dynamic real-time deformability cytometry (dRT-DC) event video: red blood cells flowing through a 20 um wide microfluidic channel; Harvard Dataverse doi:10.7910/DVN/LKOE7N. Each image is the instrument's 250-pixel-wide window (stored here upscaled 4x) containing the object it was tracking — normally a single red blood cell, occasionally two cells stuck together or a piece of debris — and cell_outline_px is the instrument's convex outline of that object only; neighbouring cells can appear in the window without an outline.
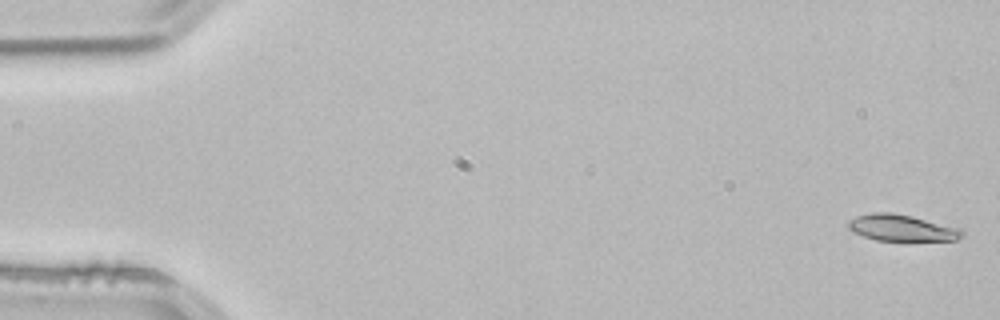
{"species": "common noctule bat (a hibernating species)", "species_latin": "Nyctalus noctula", "temperature_condition": "room temperature", "stored_images_in_passage": 53, "camera_frame_rate_fps": 3000, "um_per_image_px": 0.085, "animal": {"sex": "male", "body_mass_g": 21.5, "forearm_length_mm": 52.0}, "frame": {"image": 1, "passage_image": 1, "time_ms": 0.0, "image_size_px": [1000, 320], "cell_outline_px": [[964, 236], [956, 240], [876, 240], [864, 236], [848, 228], [848, 220], [856, 216], [872, 212], [892, 212], [912, 216], [960, 228], [964, 232]], "centroid_in_image_um": [76.65, 19.35], "position_along_channel_um": 8.3, "area_um2": 17.4}}
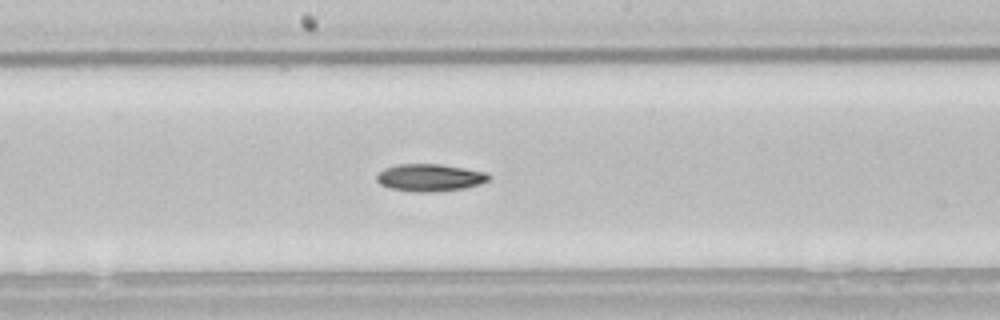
{"frame": {"image": 2, "passage_image": 28, "time_ms": 9.0, "image_size_px": [1000, 320], "cell_outline_px": [[488, 180], [480, 184], [464, 188], [428, 192], [412, 192], [392, 188], [380, 184], [376, 180], [376, 176], [384, 168], [400, 164], [440, 164], [488, 172]], "centroid_in_image_um": [36.52, 15.09], "position_along_channel_um": 211.7, "area_um2": 17.69}}
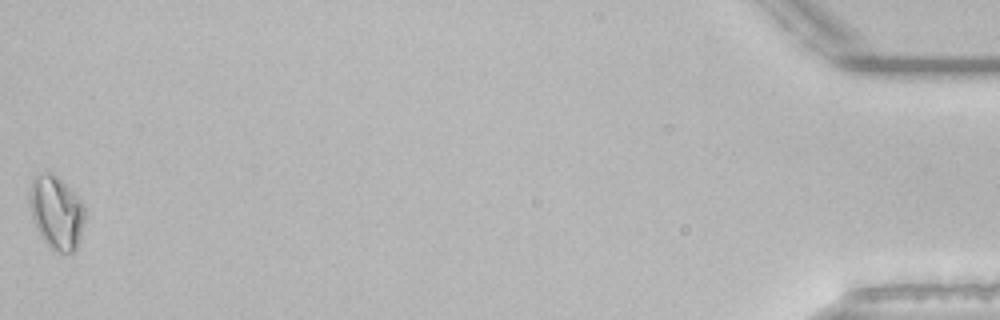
{"frame": {"image": 3, "passage_image": 53, "time_ms": 17.333, "image_size_px": [1000, 320], "cell_outline_px": [[84, 224], [80, 240], [76, 248], [72, 252], [60, 252], [52, 248], [44, 240], [32, 216], [32, 180], [36, 176], [56, 176], [84, 204]], "centroid_in_image_um": [4.87, 18.14], "position_along_channel_um": 430.3, "area_um2": 22.14}, "authors_computed_cell_mechanics": {"area_um2": 17.6868, "velocity_mm_per_s": 3.8273, "shape_relaxation_time_tau1_ms": 3.8248, "shape_relaxation_time_tau2_ms": null, "deformation_change_tau1": 0.1172, "deformation_change_tau2": null}}